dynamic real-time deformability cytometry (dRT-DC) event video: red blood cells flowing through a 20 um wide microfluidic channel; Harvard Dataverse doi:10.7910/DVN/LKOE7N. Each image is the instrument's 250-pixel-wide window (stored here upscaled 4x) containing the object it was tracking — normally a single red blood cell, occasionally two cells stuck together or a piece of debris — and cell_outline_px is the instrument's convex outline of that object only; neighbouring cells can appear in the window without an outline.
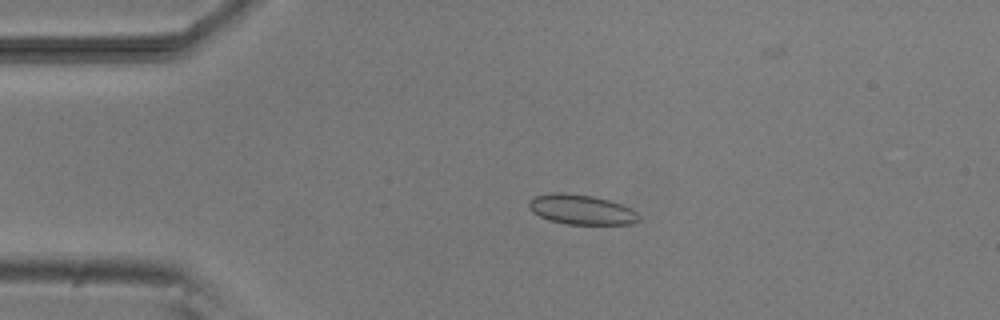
{"species": "common noctule bat (a hibernating species)", "species_latin": "Nyctalus noctula", "temperature_condition": "room temperature", "stored_images_in_passage": 4, "camera_frame_rate_fps": 3000, "um_per_image_px": 0.085, "animal": {"sex": "male", "body_mass_g": 20.5, "forearm_length_mm": 52.5}, "frame": {"image": 1, "passage_image": 3, "time_ms": 2.333, "image_size_px": [1000, 320], "cell_outline_px": [[640, 220], [632, 224], [568, 224], [552, 220], [540, 216], [532, 212], [528, 208], [528, 200], [536, 196], [556, 192], [564, 192], [592, 196], [608, 200], [620, 204], [636, 212]], "centroid_in_image_um": [49.38, 17.81], "position_along_channel_um": 35.6, "area_um2": 18.9}}